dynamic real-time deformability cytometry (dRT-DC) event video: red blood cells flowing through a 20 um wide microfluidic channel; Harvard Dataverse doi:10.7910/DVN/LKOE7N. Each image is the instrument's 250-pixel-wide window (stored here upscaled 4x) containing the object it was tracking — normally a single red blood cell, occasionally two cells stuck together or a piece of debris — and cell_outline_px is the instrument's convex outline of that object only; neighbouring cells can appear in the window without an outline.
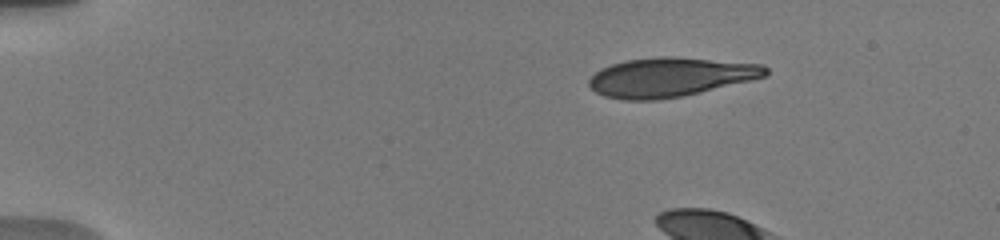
{"species": "human", "species_latin": "Homo sapiens", "temperature_condition": "warm", "stored_images_in_passage": 11, "camera_frame_rate_fps": 3000, "um_per_image_px": 0.085, "donor": {"sex": "male"}, "frame": {"image": 1, "passage_image": 2, "time_ms": 1.0, "image_size_px": [1000, 240], "cell_outline_px": [[768, 76], [752, 80], [684, 96], [656, 100], [624, 100], [604, 96], [596, 92], [588, 84], [588, 80], [600, 68], [624, 60], [656, 56], [672, 56], [764, 64], [768, 68]], "centroid_in_image_um": [56.99, 6.55], "position_along_channel_um": 28.0, "area_um2": 40.69}}
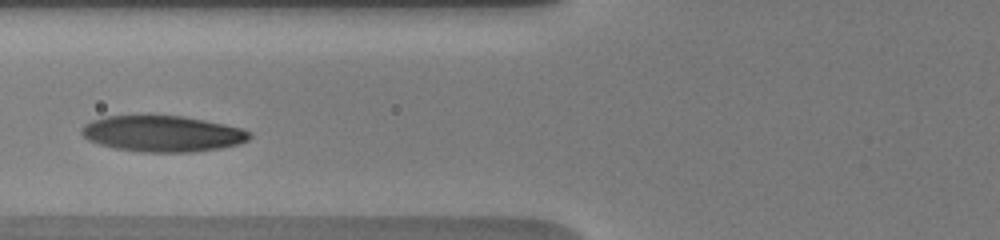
{"frame": {"image": 2, "passage_image": 8, "time_ms": 6.333, "image_size_px": [1000, 240], "cell_outline_px": [[252, 136], [248, 140], [240, 144], [220, 148], [192, 152], [140, 152], [116, 148], [100, 144], [88, 140], [80, 132], [80, 128], [84, 124], [92, 120], [108, 116], [184, 116], [244, 128], [252, 132]], "centroid_in_image_um": [13.85, 11.37], "position_along_channel_um": 112.0, "area_um2": 35.37}}
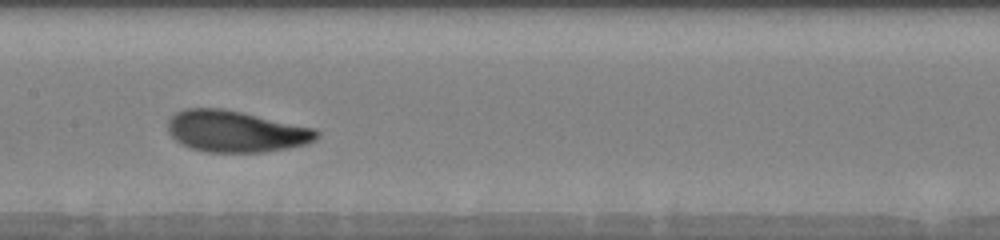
{"frame": {"image": 3, "passage_image": 10, "time_ms": 8.333, "image_size_px": [1000, 240], "cell_outline_px": [[320, 136], [316, 140], [304, 144], [288, 148], [260, 152], [208, 152], [188, 148], [180, 144], [168, 132], [168, 120], [176, 112], [184, 108], [224, 108], [312, 128], [320, 132]], "centroid_in_image_um": [20.0, 11.17], "position_along_channel_um": 187.4, "area_um2": 35.89}}